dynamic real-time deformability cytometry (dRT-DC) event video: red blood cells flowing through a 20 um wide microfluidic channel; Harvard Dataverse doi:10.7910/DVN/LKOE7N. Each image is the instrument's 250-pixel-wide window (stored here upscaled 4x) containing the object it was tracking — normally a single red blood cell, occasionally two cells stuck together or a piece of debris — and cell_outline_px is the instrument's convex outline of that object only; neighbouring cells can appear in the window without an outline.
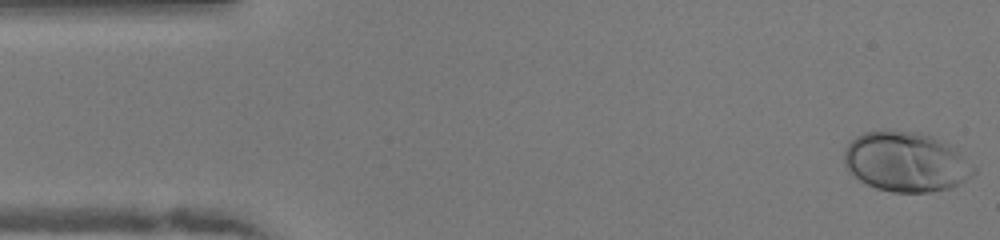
{"species": "human", "species_latin": "Homo sapiens", "temperature_condition": "warm", "stored_images_in_passage": 49, "camera_frame_rate_fps": 3000, "um_per_image_px": 0.085, "donor": {"sex": "female"}, "frame": {"image": 1, "passage_image": 1, "time_ms": 0.0, "image_size_px": [1000, 240], "cell_outline_px": [[976, 172], [972, 176], [948, 188], [928, 192], [892, 192], [876, 188], [860, 180], [848, 172], [844, 164], [844, 152], [848, 144], [856, 136], [864, 132], [920, 132], [956, 144], [976, 168]], "centroid_in_image_um": [77.06, 13.75], "position_along_channel_um": 7.9, "area_um2": 45.37}}
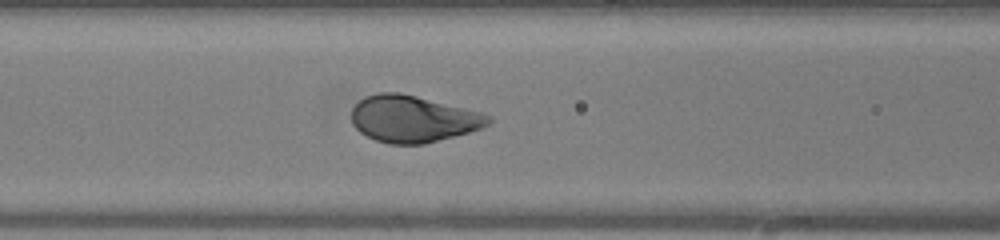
{"frame": {"image": 2, "passage_image": 19, "time_ms": 6.0, "image_size_px": [1000, 240], "cell_outline_px": [[492, 120], [484, 128], [424, 144], [388, 144], [376, 140], [360, 132], [352, 124], [352, 108], [364, 96], [376, 92], [400, 92], [480, 112], [492, 116]], "centroid_in_image_um": [35.09, 10.1], "position_along_channel_um": 131.5, "area_um2": 37.22}}
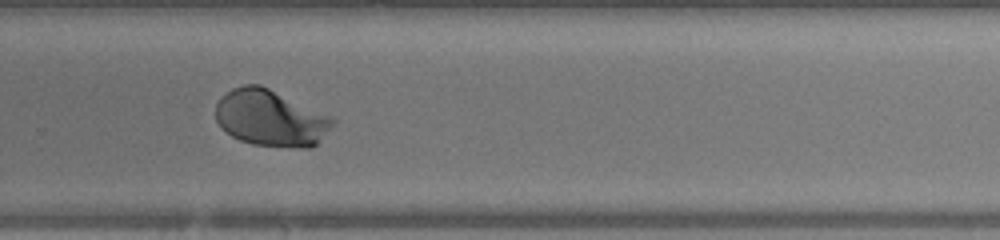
{"frame": {"image": 3, "passage_image": 32, "time_ms": 10.333, "image_size_px": [1000, 240], "cell_outline_px": [[336, 124], [312, 148], [296, 148], [252, 144], [240, 140], [232, 136], [220, 128], [216, 120], [216, 104], [220, 96], [232, 88], [244, 84], [260, 84], [332, 116], [336, 120]], "centroid_in_image_um": [23.01, 10.04], "position_along_channel_um": 306.8, "area_um2": 38.96}, "authors_computed_cell_mechanics": {"area_um2": 38.3792, "velocity_mm_per_s": 4.053, "shape_relaxation_time_tau1_ms": 2.3589, "shape_relaxation_time_tau2_ms": null, "deformation_change_tau1": 0.1533, "deformation_change_tau2": null}}